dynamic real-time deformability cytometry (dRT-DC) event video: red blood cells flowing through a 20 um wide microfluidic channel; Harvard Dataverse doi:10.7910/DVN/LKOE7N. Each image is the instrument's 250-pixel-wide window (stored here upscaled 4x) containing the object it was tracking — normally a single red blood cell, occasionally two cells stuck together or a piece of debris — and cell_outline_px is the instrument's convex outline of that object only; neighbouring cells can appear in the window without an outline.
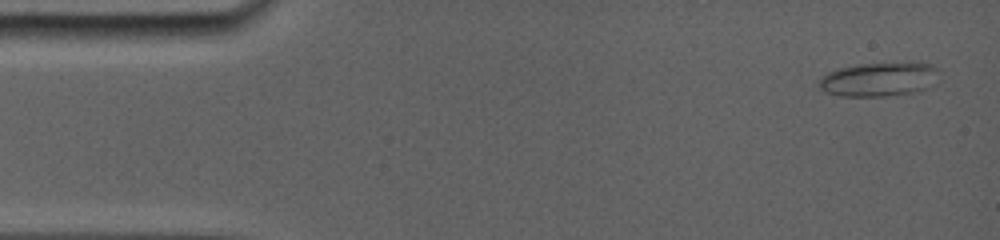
{"species": "common noctule bat (a hibernating species)", "species_latin": "Nyctalus noctula", "temperature_condition": "room temperature", "stored_images_in_passage": 6, "camera_frame_rate_fps": 5000, "um_per_image_px": 0.085, "animal": {"sex": "female", "body_mass_g": 19.0, "forearm_length_mm": 56.7}, "frame": {"image": 1, "passage_image": 1, "time_ms": 0.0, "image_size_px": [1000, 240], "cell_outline_px": [[936, 84], [932, 88], [920, 92], [884, 96], [840, 96], [824, 92], [816, 84], [820, 76], [828, 72], [840, 68], [860, 64], [908, 60], [920, 60], [932, 64], [936, 68]], "centroid_in_image_um": [74.78, 6.71], "position_along_channel_um": 10.2, "area_um2": 25.03}}
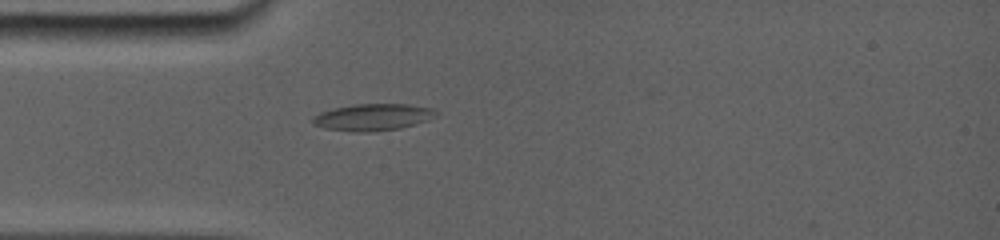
{"frame": {"image": 2, "passage_image": 6, "time_ms": 3.8, "image_size_px": [1000, 240], "cell_outline_px": [[436, 112], [428, 120], [396, 128], [328, 128], [316, 124], [312, 120], [312, 116], [320, 112], [332, 108], [356, 104], [408, 104], [432, 108]], "centroid_in_image_um": [31.7, 9.87], "position_along_channel_um": 53.3, "area_um2": 17.57}}